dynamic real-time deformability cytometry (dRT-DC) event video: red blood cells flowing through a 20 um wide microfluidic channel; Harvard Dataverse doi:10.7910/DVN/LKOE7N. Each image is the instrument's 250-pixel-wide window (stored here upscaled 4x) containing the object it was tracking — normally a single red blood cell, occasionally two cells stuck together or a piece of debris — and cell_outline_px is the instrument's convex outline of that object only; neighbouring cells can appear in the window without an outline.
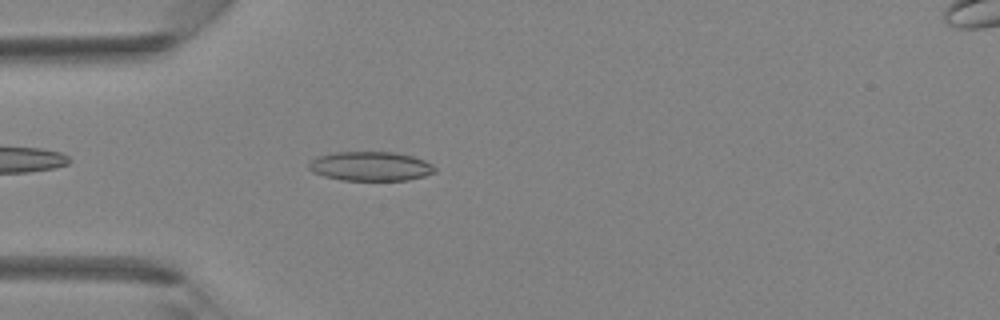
{"species": "Egyptian fruit bat (a non-hibernating species)", "species_latin": "Rousettus aegyptiacus", "temperature_condition": "room temperature", "stored_images_in_passage": 5, "camera_frame_rate_fps": 3000, "um_per_image_px": 0.085, "animal": {"sex": "female"}, "frame": {"image": 1, "passage_image": 4, "time_ms": 3.667, "image_size_px": [1000, 320], "cell_outline_px": [[436, 172], [424, 176], [408, 180], [340, 180], [324, 176], [312, 172], [308, 168], [308, 164], [316, 156], [336, 152], [396, 152], [412, 156], [424, 160], [432, 164], [436, 168]], "centroid_in_image_um": [31.49, 14.13], "position_along_channel_um": 53.5, "area_um2": 21.62}}